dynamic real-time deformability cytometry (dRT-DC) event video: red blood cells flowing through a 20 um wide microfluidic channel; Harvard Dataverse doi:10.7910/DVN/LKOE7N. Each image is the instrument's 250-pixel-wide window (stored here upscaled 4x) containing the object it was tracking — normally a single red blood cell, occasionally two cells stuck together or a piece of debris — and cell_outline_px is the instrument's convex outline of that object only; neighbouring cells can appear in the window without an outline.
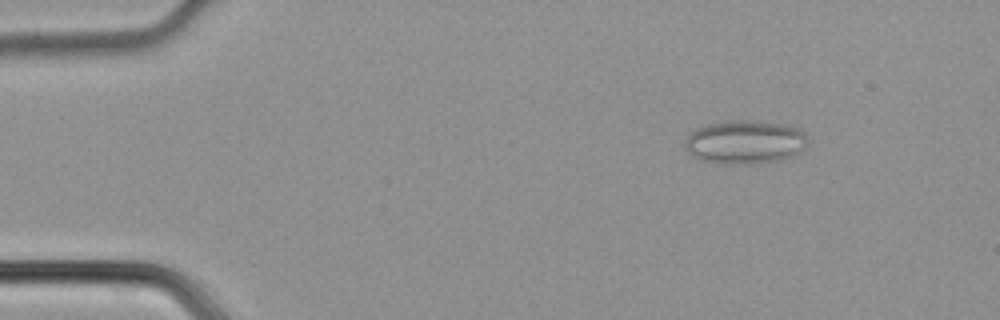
{"species": "common noctule bat (a hibernating species)", "species_latin": "Nyctalus noctula", "temperature_condition": "cold", "stored_images_in_passage": 46, "camera_frame_rate_fps": 3000, "um_per_image_px": 0.085, "animal": {"sex": "male", "body_mass_g": 21.5, "forearm_length_mm": 52.0}, "frame": {"image": 1, "passage_image": 6, "time_ms": 1.667, "image_size_px": [1000, 320], "cell_outline_px": [[808, 144], [804, 152], [780, 160], [752, 164], [720, 164], [700, 160], [692, 156], [684, 148], [684, 140], [696, 128], [708, 124], [728, 120], [756, 120], [784, 124], [800, 128], [808, 136]], "centroid_in_image_um": [63.36, 12.08], "position_along_channel_um": 21.6, "area_um2": 32.02}}
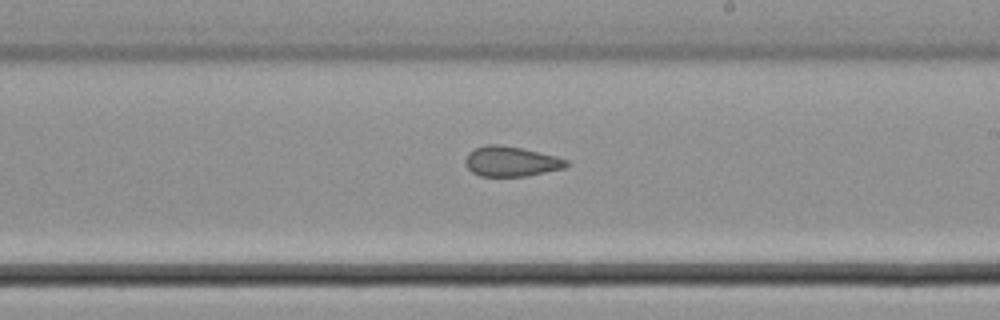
{"frame": {"image": 2, "passage_image": 27, "time_ms": 8.667, "image_size_px": [1000, 320], "cell_outline_px": [[568, 164], [564, 168], [524, 176], [480, 176], [472, 172], [464, 164], [464, 160], [468, 152], [476, 148], [488, 144], [500, 144], [520, 148], [556, 156], [568, 160]], "centroid_in_image_um": [43.4, 13.72], "position_along_channel_um": 245.6, "area_um2": 17.57}}
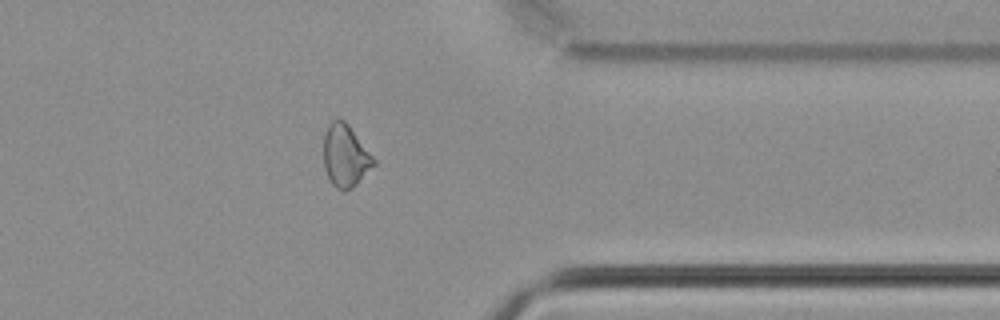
{"frame": {"image": 3, "passage_image": 37, "time_ms": 12.0, "image_size_px": [1000, 320], "cell_outline_px": [[376, 164], [352, 188], [344, 192], [336, 188], [332, 184], [324, 168], [324, 136], [328, 124], [332, 120], [344, 120], [348, 124], [376, 160]], "centroid_in_image_um": [29.36, 13.26], "position_along_channel_um": 382.0, "area_um2": 18.09}}